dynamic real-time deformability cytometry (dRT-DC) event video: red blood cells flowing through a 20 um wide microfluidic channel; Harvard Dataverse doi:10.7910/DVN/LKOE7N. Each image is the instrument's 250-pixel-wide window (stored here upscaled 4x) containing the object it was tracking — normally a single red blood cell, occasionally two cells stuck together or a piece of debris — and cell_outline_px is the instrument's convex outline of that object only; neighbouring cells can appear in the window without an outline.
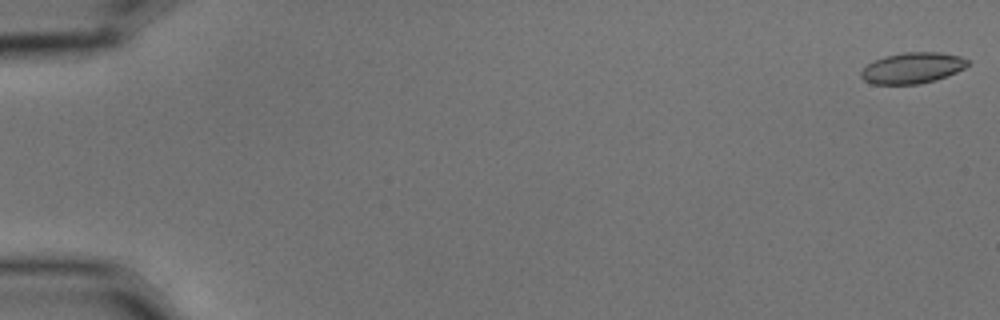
{"species": "common noctule bat (a hibernating species)", "species_latin": "Nyctalus noctula", "temperature_condition": "cold", "stored_images_in_passage": 5, "camera_frame_rate_fps": 3000, "um_per_image_px": 0.085, "animal": {"sex": "male", "body_mass_g": 15.6}, "frame": {"image": 1, "passage_image": 1, "time_ms": 0.0, "image_size_px": [1000, 320], "cell_outline_px": [[968, 64], [964, 68], [948, 76], [936, 80], [920, 84], [872, 84], [864, 80], [860, 76], [860, 72], [868, 64], [884, 56], [904, 52], [940, 52], [960, 56], [968, 60]], "centroid_in_image_um": [77.56, 5.78], "position_along_channel_um": 7.4, "area_um2": 19.25}}
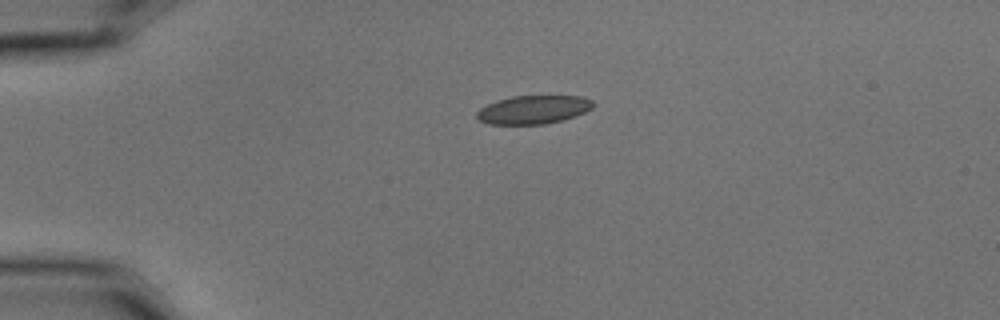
{"frame": {"image": 2, "passage_image": 4, "time_ms": 1.0, "image_size_px": [1000, 320], "cell_outline_px": [[596, 104], [592, 108], [576, 116], [564, 120], [544, 124], [488, 124], [480, 120], [476, 116], [476, 112], [480, 108], [496, 100], [512, 96], [580, 96], [592, 100]], "centroid_in_image_um": [45.35, 9.32], "position_along_channel_um": 39.7, "area_um2": 19.36}}